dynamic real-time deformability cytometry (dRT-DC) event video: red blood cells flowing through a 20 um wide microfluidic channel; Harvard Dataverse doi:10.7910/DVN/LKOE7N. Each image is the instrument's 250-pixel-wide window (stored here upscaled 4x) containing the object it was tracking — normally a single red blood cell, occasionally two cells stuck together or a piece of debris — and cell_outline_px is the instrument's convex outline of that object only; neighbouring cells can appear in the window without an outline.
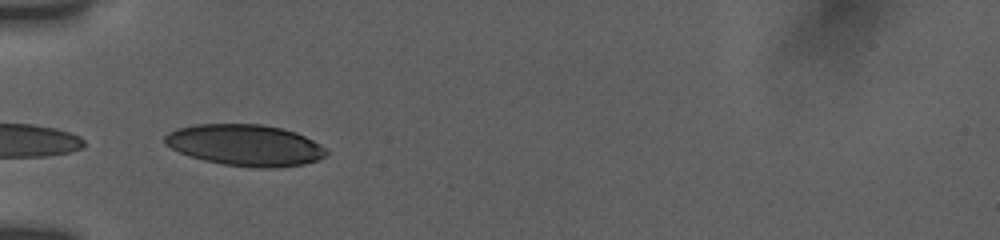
{"species": "human", "species_latin": "Homo sapiens", "temperature_condition": "room temperature", "stored_images_in_passage": 24, "camera_frame_rate_fps": 3000, "um_per_image_px": 0.085, "donor": {"sex": "female"}, "frame": {"image": 1, "passage_image": 1, "time_ms": 0.0, "image_size_px": [1000, 240], "cell_outline_px": [[328, 152], [320, 160], [304, 164], [272, 168], [252, 168], [224, 164], [204, 160], [180, 152], [164, 144], [164, 136], [168, 132], [176, 128], [196, 124], [260, 124], [284, 128], [296, 132], [320, 144]], "centroid_in_image_um": [20.84, 12.33], "position_along_channel_um": 64.2, "area_um2": 39.02}}